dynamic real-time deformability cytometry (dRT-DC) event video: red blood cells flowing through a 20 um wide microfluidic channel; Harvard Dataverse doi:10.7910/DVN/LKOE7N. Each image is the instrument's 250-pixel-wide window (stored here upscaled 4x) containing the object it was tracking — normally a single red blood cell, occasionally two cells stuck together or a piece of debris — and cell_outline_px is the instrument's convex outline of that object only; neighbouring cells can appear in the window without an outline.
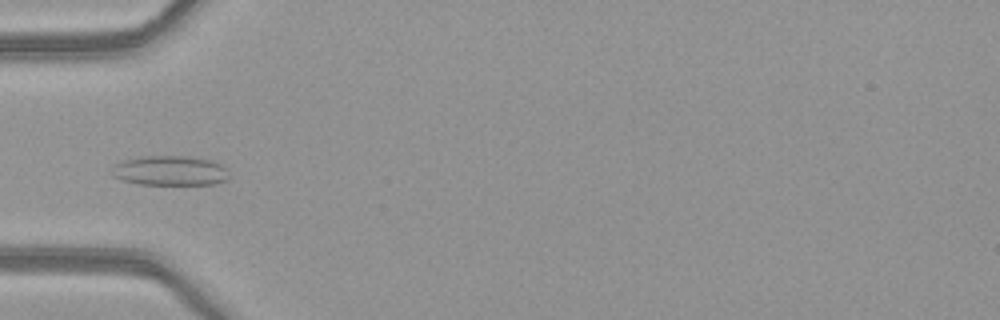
{"species": "common noctule bat (a hibernating species)", "species_latin": "Nyctalus noctula", "temperature_condition": "warm", "stored_images_in_passage": 5, "camera_frame_rate_fps": 3000, "um_per_image_px": 0.085, "animal": {"sex": "female", "body_mass_g": 21.9}, "frame": {"image": 1, "passage_image": 4, "time_ms": 1.0, "image_size_px": [1000, 320], "cell_outline_px": [[228, 180], [216, 184], [136, 184], [112, 176], [116, 164], [124, 160], [140, 156], [188, 156], [212, 160], [220, 164], [224, 168], [228, 176]], "centroid_in_image_um": [14.48, 14.5], "position_along_channel_um": 70.5, "area_um2": 20.17}}